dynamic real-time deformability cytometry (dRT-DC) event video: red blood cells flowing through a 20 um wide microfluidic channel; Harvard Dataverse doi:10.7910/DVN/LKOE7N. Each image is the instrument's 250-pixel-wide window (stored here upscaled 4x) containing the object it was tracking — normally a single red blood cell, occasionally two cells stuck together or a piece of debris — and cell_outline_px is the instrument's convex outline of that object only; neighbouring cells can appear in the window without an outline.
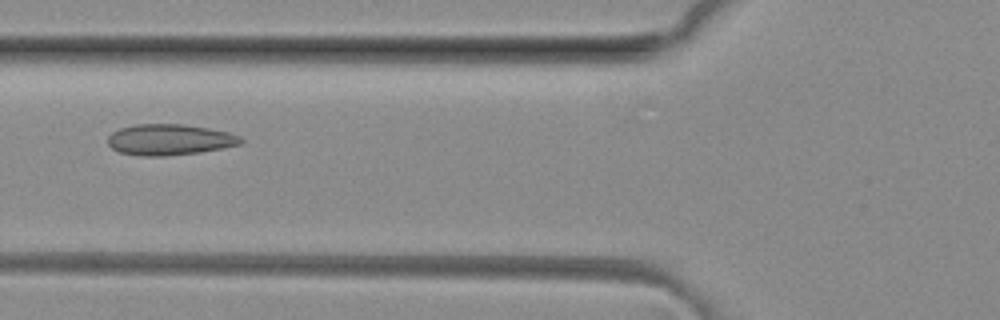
{"species": "common noctule bat (a hibernating species)", "species_latin": "Nyctalus noctula", "temperature_condition": "room temperature", "stored_images_in_passage": 33, "camera_frame_rate_fps": 3000, "um_per_image_px": 0.085, "animal": {"sex": "female", "body_mass_g": 29.2, "forearm_length_mm": 56.3}, "frame": {"image": 1, "passage_image": 4, "time_ms": 1.0, "image_size_px": [1000, 320], "cell_outline_px": [[244, 140], [240, 144], [200, 152], [164, 156], [144, 156], [120, 152], [112, 148], [108, 144], [108, 136], [112, 132], [120, 128], [136, 124], [184, 124], [208, 128], [228, 132], [240, 136]], "centroid_in_image_um": [14.4, 11.86], "position_along_channel_um": 111.4, "area_um2": 23.87}}
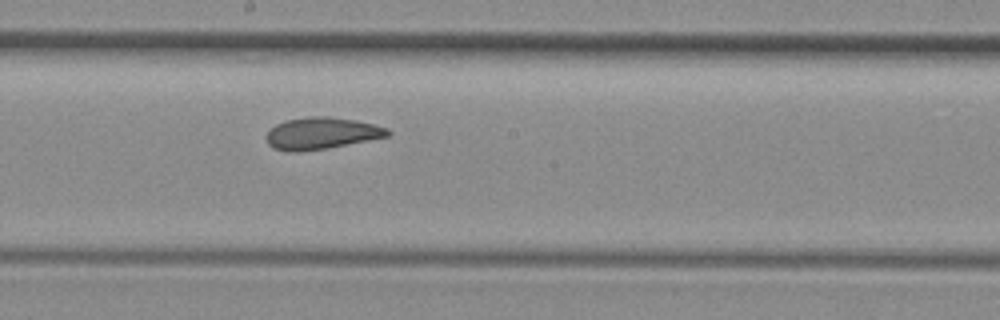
{"frame": {"image": 2, "passage_image": 12, "time_ms": 3.667, "image_size_px": [1000, 320], "cell_outline_px": [[392, 132], [388, 136], [328, 148], [296, 152], [288, 152], [276, 148], [268, 144], [268, 132], [276, 124], [284, 120], [308, 116], [332, 116], [356, 120], [388, 128]], "centroid_in_image_um": [27.35, 11.32], "position_along_channel_um": 220.9, "area_um2": 22.43}}
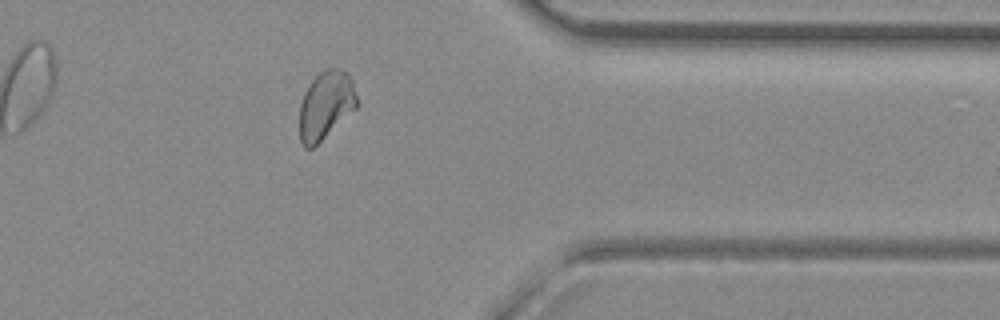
{"frame": {"image": 3, "passage_image": 25, "time_ms": 8.0, "image_size_px": [1000, 320], "cell_outline_px": [[356, 108], [312, 148], [304, 148], [300, 140], [300, 104], [304, 92], [308, 84], [320, 72], [328, 68], [340, 68], [348, 72], [352, 80], [356, 96]], "centroid_in_image_um": [27.67, 8.91], "position_along_channel_um": 383.7, "area_um2": 22.54}}